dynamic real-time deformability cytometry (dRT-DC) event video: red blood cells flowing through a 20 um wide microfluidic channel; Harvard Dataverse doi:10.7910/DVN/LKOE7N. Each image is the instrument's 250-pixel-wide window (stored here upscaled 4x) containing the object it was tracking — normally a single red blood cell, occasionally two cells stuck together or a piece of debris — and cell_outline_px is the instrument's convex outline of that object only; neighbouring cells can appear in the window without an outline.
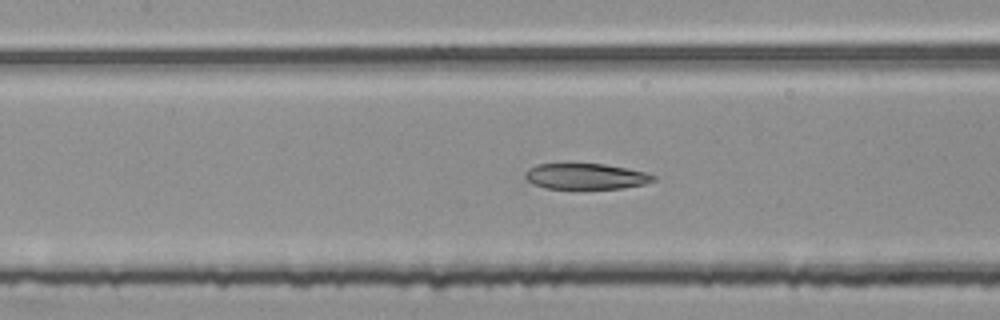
{"species": "common noctule bat (a hibernating species)", "species_latin": "Nyctalus noctula", "temperature_condition": "room temperature", "stored_images_in_passage": 50, "segment_of_instrument_passage": [2, 2], "camera_frame_rate_fps": 3000, "um_per_image_px": 0.085, "animal": {"sex": "female", "body_mass_g": 25.1}, "frame": {"image": 1, "passage_image": 21, "time_ms": 6.667, "image_size_px": [1000, 320], "cell_outline_px": [[656, 180], [644, 184], [620, 188], [580, 192], [544, 188], [528, 180], [524, 176], [524, 172], [528, 168], [536, 164], [604, 164], [644, 172], [656, 176]], "centroid_in_image_um": [49.75, 15.04], "position_along_channel_um": 157.6, "area_um2": 20.06}}
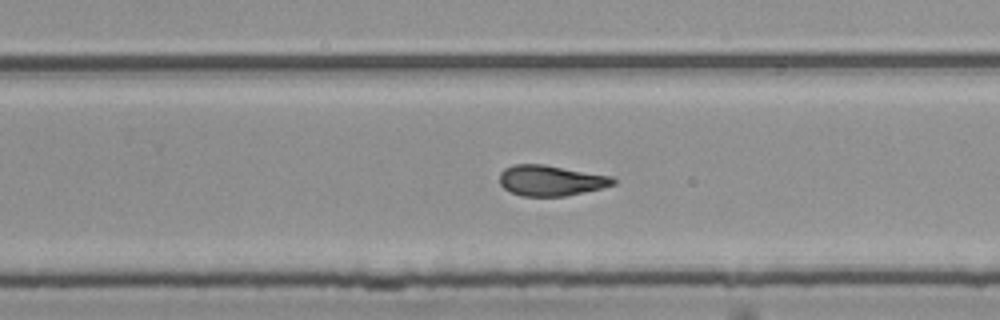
{"frame": {"image": 2, "passage_image": 31, "time_ms": 10.0, "image_size_px": [1000, 320], "cell_outline_px": [[616, 184], [584, 192], [564, 196], [520, 196], [504, 188], [500, 184], [500, 172], [504, 168], [516, 164], [544, 164], [612, 176], [616, 180]], "centroid_in_image_um": [46.82, 15.34], "position_along_channel_um": 283.0, "area_um2": 20.23}}
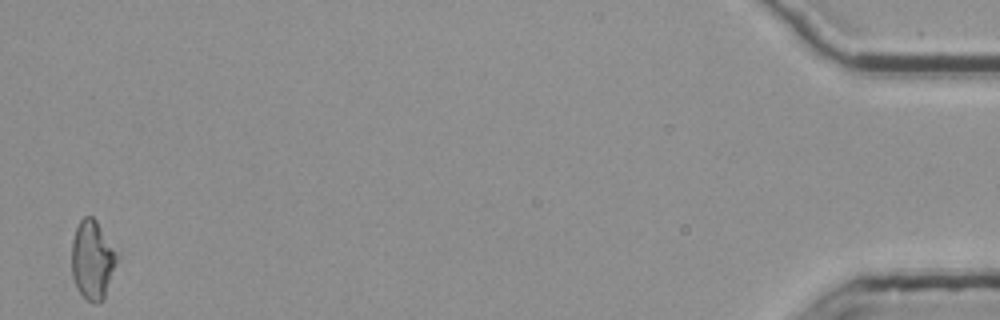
{"frame": {"image": 3, "passage_image": 50, "time_ms": 16.333, "image_size_px": [1000, 320], "cell_outline_px": [[120, 256], [104, 300], [96, 304], [92, 304], [76, 288], [72, 276], [72, 240], [76, 228], [80, 220], [84, 216], [92, 216], [96, 220], [120, 252]], "centroid_in_image_um": [7.91, 22.09], "position_along_channel_um": 427.3, "area_um2": 21.5}}